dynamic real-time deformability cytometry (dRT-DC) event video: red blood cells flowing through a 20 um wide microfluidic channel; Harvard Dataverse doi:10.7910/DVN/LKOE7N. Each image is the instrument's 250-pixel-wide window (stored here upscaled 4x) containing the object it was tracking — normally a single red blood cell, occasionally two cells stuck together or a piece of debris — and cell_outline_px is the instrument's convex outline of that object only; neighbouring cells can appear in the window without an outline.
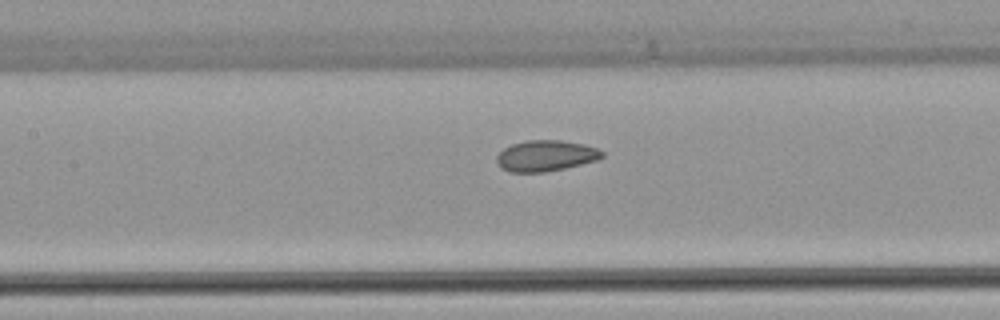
{"species": "common noctule bat (a hibernating species)", "species_latin": "Nyctalus noctula", "temperature_condition": "warm", "stored_images_in_passage": 24, "camera_frame_rate_fps": 3000, "um_per_image_px": 0.085, "animal": {"sex": "female", "body_mass_g": 22.7, "forearm_length_mm": 54.2}, "frame": {"image": 1, "passage_image": 14, "time_ms": 4.333, "image_size_px": [1000, 320], "cell_outline_px": [[604, 156], [596, 160], [564, 168], [544, 172], [508, 172], [500, 168], [496, 160], [496, 156], [504, 148], [512, 144], [524, 140], [560, 140], [584, 144], [596, 148], [604, 152]], "centroid_in_image_um": [46.35, 13.24], "position_along_channel_um": 161.0, "area_um2": 19.02}}